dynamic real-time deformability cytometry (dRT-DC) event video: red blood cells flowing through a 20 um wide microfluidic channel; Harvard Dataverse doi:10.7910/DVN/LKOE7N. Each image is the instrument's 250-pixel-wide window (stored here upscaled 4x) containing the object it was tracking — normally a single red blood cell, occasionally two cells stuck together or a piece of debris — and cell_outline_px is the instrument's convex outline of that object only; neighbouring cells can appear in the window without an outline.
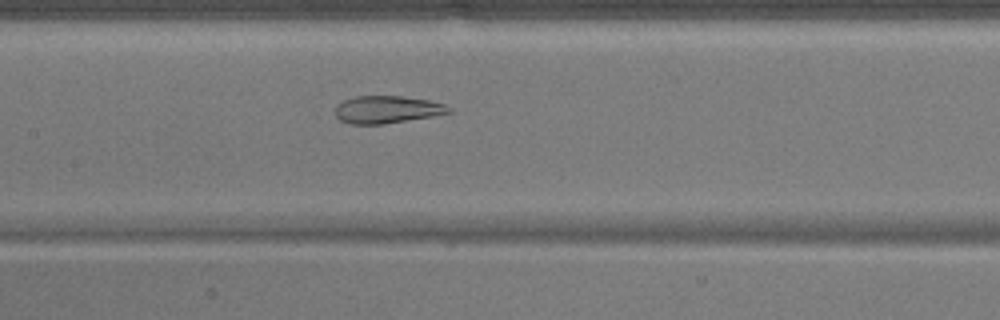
{"species": "common noctule bat (a hibernating species)", "species_latin": "Nyctalus noctula", "temperature_condition": "warm", "stored_images_in_passage": 51, "camera_frame_rate_fps": 3000, "um_per_image_px": 0.085, "animal": {"sex": "male", "body_mass_g": 17.9}, "frame": {"image": 1, "passage_image": 25, "time_ms": 8.0, "image_size_px": [1000, 320], "cell_outline_px": [[452, 112], [432, 116], [384, 124], [352, 124], [340, 120], [336, 116], [336, 104], [344, 100], [356, 96], [404, 96], [428, 100], [444, 104], [452, 108]], "centroid_in_image_um": [32.9, 9.3], "position_along_channel_um": 174.5, "area_um2": 18.15}}
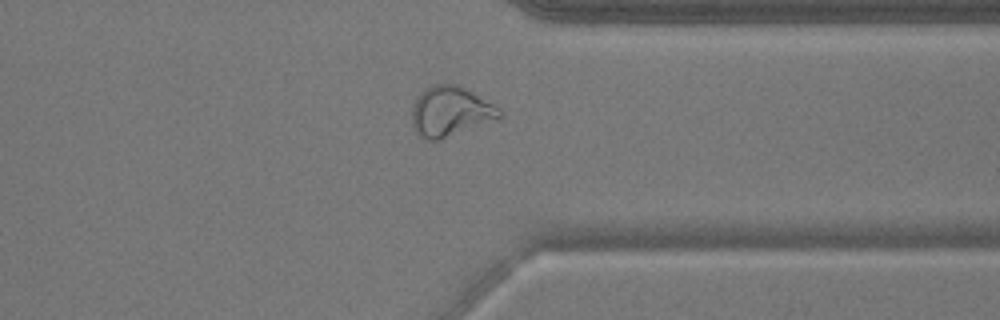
{"frame": {"image": 2, "passage_image": 40, "time_ms": 13.0, "image_size_px": [1000, 320], "cell_outline_px": [[504, 116], [440, 140], [428, 140], [420, 136], [416, 132], [412, 124], [412, 104], [416, 96], [424, 88], [432, 84], [460, 84], [500, 108], [504, 112]], "centroid_in_image_um": [38.27, 9.45], "position_along_channel_um": 373.1, "area_um2": 25.78}}
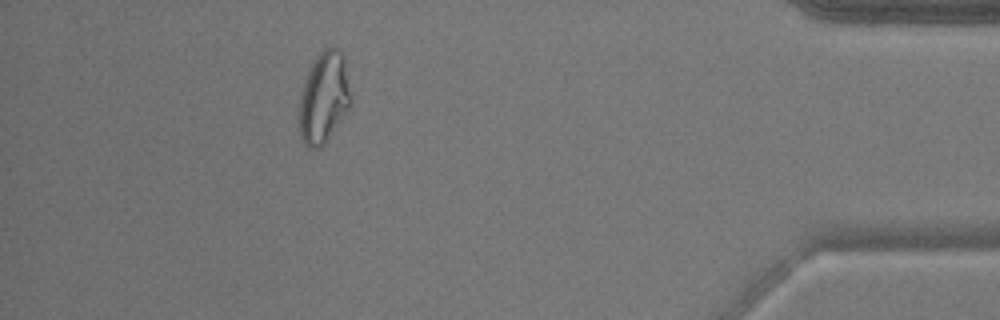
{"frame": {"image": 3, "passage_image": 46, "time_ms": 15.0, "image_size_px": [1000, 320], "cell_outline_px": [[348, 108], [324, 144], [320, 148], [308, 148], [304, 144], [300, 136], [300, 96], [308, 72], [316, 56], [324, 48], [340, 48], [344, 56], [348, 88]], "centroid_in_image_um": [27.49, 8.3], "position_along_channel_um": 407.7, "area_um2": 26.47}}